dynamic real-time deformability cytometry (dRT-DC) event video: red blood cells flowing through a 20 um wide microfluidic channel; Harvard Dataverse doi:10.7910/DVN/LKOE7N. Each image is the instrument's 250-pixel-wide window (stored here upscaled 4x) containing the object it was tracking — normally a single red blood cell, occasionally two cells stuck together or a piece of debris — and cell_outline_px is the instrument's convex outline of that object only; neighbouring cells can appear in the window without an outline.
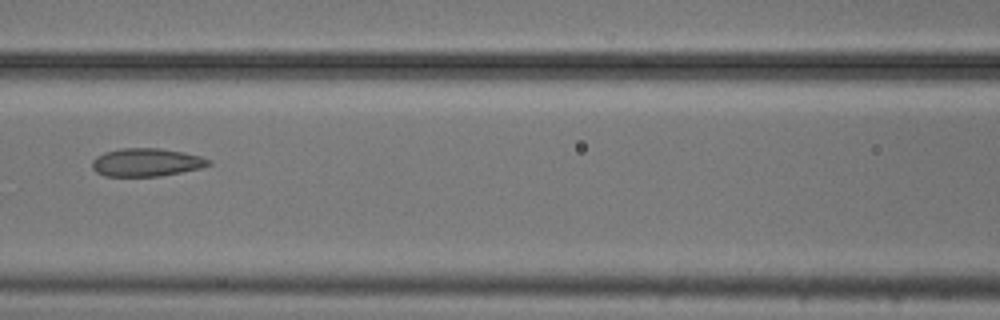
{"species": "common noctule bat (a hibernating species)", "species_latin": "Nyctalus noctula", "temperature_condition": "cold", "stored_images_in_passage": 9, "camera_frame_rate_fps": 3000, "um_per_image_px": 0.085, "animal": {"sex": "male", "body_mass_g": 20.5, "forearm_length_mm": 52.5}, "frame": {"image": 1, "passage_image": 6, "time_ms": 1.667, "image_size_px": [1000, 320], "cell_outline_px": [[212, 164], [204, 168], [160, 176], [104, 176], [96, 172], [92, 168], [92, 160], [96, 156], [104, 152], [120, 148], [160, 148], [184, 152], [200, 156], [212, 160]], "centroid_in_image_um": [12.47, 13.8], "position_along_channel_um": 154.1, "area_um2": 19.36}}
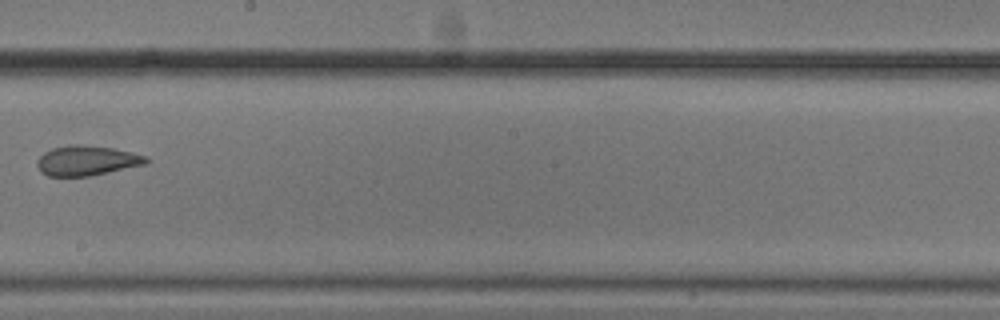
{"frame": {"image": 2, "passage_image": 8, "time_ms": 2.333, "image_size_px": [1000, 320], "cell_outline_px": [[148, 164], [88, 176], [48, 176], [40, 172], [36, 164], [36, 160], [44, 152], [52, 148], [72, 144], [84, 144], [112, 148], [132, 152], [148, 156]], "centroid_in_image_um": [7.37, 13.64], "position_along_channel_um": 240.8, "area_um2": 19.19}}
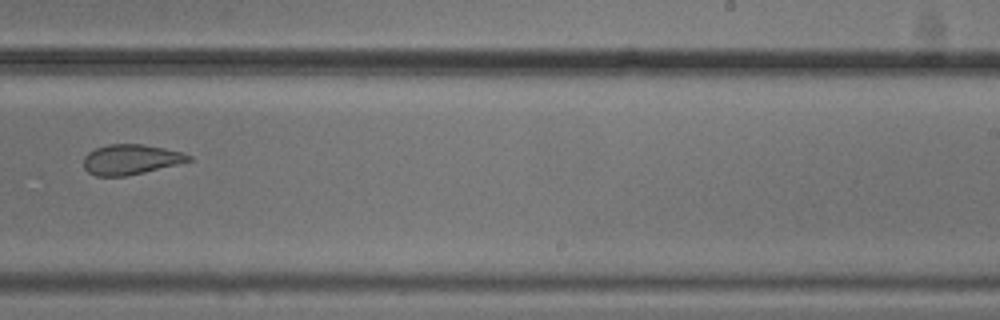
{"frame": {"image": 3, "passage_image": 9, "time_ms": 2.667, "image_size_px": [1000, 320], "cell_outline_px": [[192, 160], [144, 172], [124, 176], [96, 176], [88, 172], [84, 168], [84, 156], [88, 152], [96, 148], [108, 144], [144, 144], [184, 152], [192, 156]], "centroid_in_image_um": [11.11, 13.54], "position_along_channel_um": 277.9, "area_um2": 18.38}}